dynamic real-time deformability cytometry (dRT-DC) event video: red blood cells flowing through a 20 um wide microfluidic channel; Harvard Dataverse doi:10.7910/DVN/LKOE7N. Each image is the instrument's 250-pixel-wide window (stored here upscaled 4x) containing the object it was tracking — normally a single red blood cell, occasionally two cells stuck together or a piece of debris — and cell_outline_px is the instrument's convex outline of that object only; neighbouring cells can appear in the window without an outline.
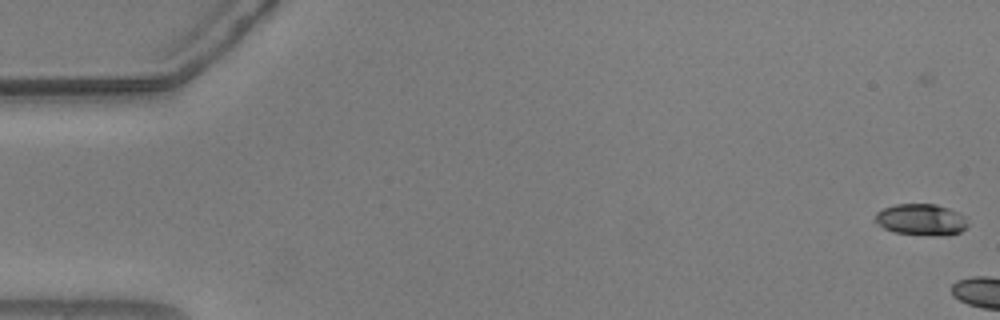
{"species": "common noctule bat (a hibernating species)", "species_latin": "Nyctalus noctula", "temperature_condition": "warm", "stored_images_in_passage": 7, "camera_frame_rate_fps": 3000, "um_per_image_px": 0.085, "animal": {"sex": "male", "body_mass_g": 20.5, "forearm_length_mm": 52.5}, "frame": {"image": 1, "passage_image": 3, "time_ms": 0.667, "image_size_px": [1000, 320], "cell_outline_px": [[968, 224], [960, 232], [948, 236], [944, 236], [896, 232], [884, 228], [876, 220], [876, 212], [884, 208], [896, 204], [936, 204], [960, 212], [964, 216]], "centroid_in_image_um": [78.35, 18.66], "position_along_channel_um": 6.7, "area_um2": 16.76}}